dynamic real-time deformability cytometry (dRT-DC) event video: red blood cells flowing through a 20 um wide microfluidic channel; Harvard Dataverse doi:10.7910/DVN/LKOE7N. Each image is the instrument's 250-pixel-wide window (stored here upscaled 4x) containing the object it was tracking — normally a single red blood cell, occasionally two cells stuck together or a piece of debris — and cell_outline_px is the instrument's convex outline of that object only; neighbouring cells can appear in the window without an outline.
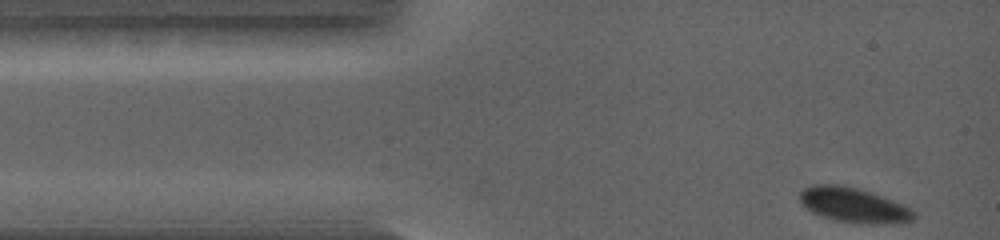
{"species": "common noctule bat (a hibernating species)", "species_latin": "Nyctalus noctula", "temperature_condition": "warm", "stored_images_in_passage": 45, "camera_frame_rate_fps": 5000, "um_per_image_px": 0.085, "animal": {"sex": "female", "body_mass_g": 19.0, "forearm_length_mm": 56.7}, "frame": {"image": 1, "passage_image": 1, "time_ms": 0.0, "image_size_px": [1000, 240], "cell_outline_px": [[916, 216], [912, 220], [868, 224], [860, 224], [836, 220], [820, 216], [812, 212], [800, 200], [800, 192], [804, 188], [812, 184], [840, 184], [856, 188], [892, 200], [912, 208], [916, 212]], "centroid_in_image_um": [72.53, 17.42], "position_along_channel_um": 12.5, "area_um2": 22.77}}
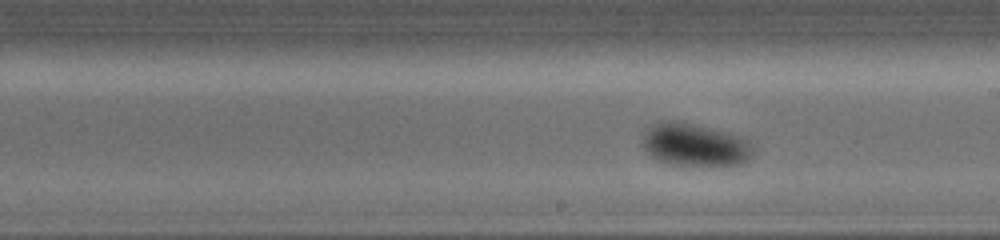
{"frame": {"image": 2, "passage_image": 27, "time_ms": 5.2, "image_size_px": [1000, 240], "cell_outline_px": [[752, 156], [740, 164], [672, 164], [656, 160], [644, 148], [644, 128], [660, 120], [684, 120], [724, 132], [748, 140], [752, 144]], "centroid_in_image_um": [59.0, 12.26], "position_along_channel_um": 230.0, "area_um2": 27.28}}
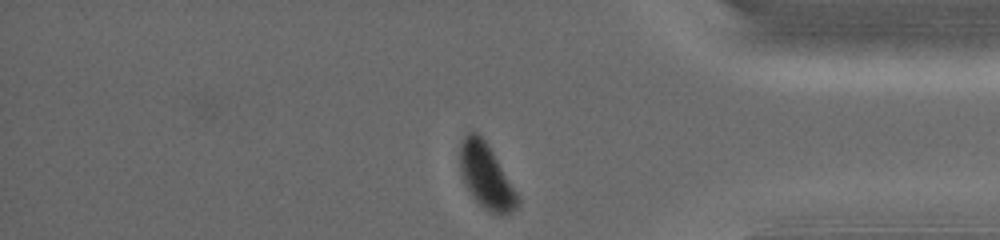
{"frame": {"image": 3, "passage_image": 44, "time_ms": 8.6, "image_size_px": [1000, 240], "cell_outline_px": [[520, 204], [512, 212], [500, 216], [484, 208], [472, 196], [464, 184], [460, 172], [460, 144], [464, 136], [468, 132], [476, 132], [488, 144], [520, 196]], "centroid_in_image_um": [41.34, 15.0], "position_along_channel_um": 393.9, "area_um2": 21.91}}